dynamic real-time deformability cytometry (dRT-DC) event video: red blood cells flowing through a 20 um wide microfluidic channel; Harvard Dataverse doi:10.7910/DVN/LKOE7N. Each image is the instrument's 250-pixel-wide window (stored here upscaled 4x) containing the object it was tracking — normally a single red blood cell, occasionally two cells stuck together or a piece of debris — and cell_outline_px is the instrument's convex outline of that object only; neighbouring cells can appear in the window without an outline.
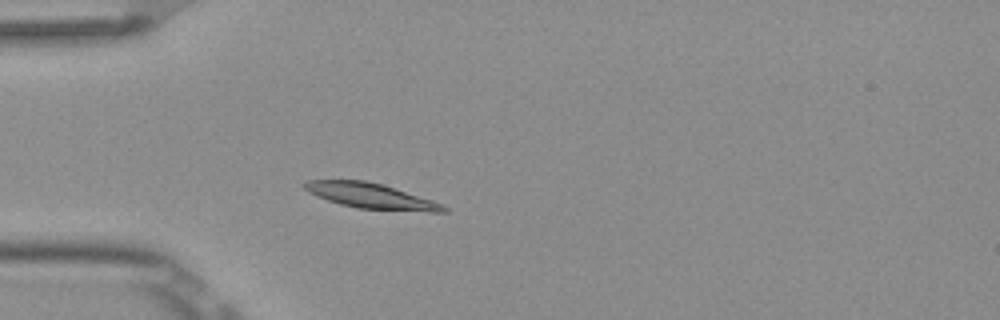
{"species": "Egyptian fruit bat (a non-hibernating species)", "species_latin": "Rousettus aegyptiacus", "temperature_condition": "room temperature", "stored_images_in_passage": 2, "camera_frame_rate_fps": 3000, "um_per_image_px": 0.085, "frame": {"image": 1, "passage_image": 2, "time_ms": 0.333, "image_size_px": [1000, 320], "cell_outline_px": [[448, 212], [428, 212], [356, 208], [340, 204], [316, 196], [308, 192], [300, 184], [308, 180], [364, 180], [380, 184], [432, 200], [444, 204], [448, 208]], "centroid_in_image_um": [31.52, 16.66], "position_along_channel_um": 53.5, "area_um2": 20.46}}